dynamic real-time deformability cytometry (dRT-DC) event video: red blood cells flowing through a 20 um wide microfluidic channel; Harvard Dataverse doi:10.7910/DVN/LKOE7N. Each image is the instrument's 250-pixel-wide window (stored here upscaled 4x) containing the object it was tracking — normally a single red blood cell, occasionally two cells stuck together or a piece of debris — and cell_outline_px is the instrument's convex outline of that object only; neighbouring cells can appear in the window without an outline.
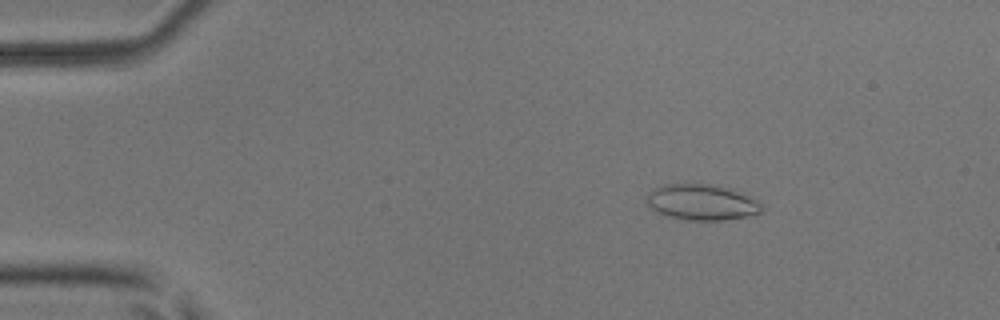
{"species": "common noctule bat (a hibernating species)", "species_latin": "Nyctalus noctula", "temperature_condition": "room temperature", "stored_images_in_passage": 44, "camera_frame_rate_fps": 3000, "um_per_image_px": 0.085, "animal": {"sex": "male", "body_mass_g": 17.9, "forearm_length_mm": 54.2}, "frame": {"image": 1, "passage_image": 1, "time_ms": 0.0, "image_size_px": [1000, 320], "cell_outline_px": [[764, 208], [760, 212], [744, 216], [724, 220], [688, 220], [668, 216], [656, 212], [648, 204], [644, 196], [652, 188], [664, 184], [708, 184], [732, 188], [756, 200]], "centroid_in_image_um": [59.59, 17.18], "position_along_channel_um": 25.4, "area_um2": 23.99}}
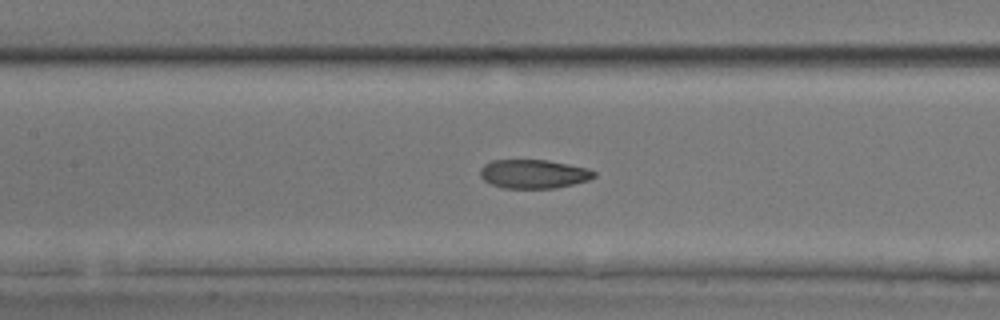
{"frame": {"image": 2, "passage_image": 17, "time_ms": 5.333, "image_size_px": [1000, 320], "cell_outline_px": [[596, 176], [588, 180], [556, 188], [504, 188], [492, 184], [484, 180], [480, 176], [480, 168], [484, 164], [492, 160], [548, 160], [588, 168], [596, 172]], "centroid_in_image_um": [45.35, 14.78], "position_along_channel_um": 162.0, "area_um2": 19.13}}
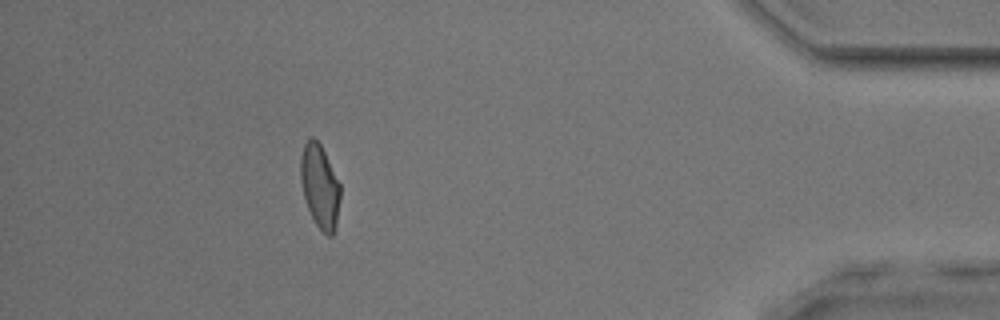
{"frame": {"image": 3, "passage_image": 39, "time_ms": 12.667, "image_size_px": [1000, 320], "cell_outline_px": [[340, 196], [336, 228], [332, 236], [328, 236], [316, 224], [308, 208], [304, 196], [300, 180], [300, 156], [304, 144], [308, 136], [312, 136], [320, 144], [340, 184]], "centroid_in_image_um": [27.17, 15.82], "position_along_channel_um": 408.0, "area_um2": 19.25}, "authors_computed_cell_mechanics": {"area_um2": 19.7676, "velocity_mm_per_s": 4.0352, "shape_relaxation_time_tau1_ms": 7.7903, "shape_relaxation_time_tau2_ms": 1.8839, "deformation_change_tau1": 0.2044, "deformation_change_tau2": 0.0784}}